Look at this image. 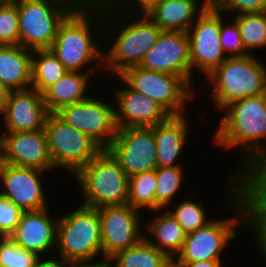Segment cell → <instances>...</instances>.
Listing matches in <instances>:
<instances>
[{
  "mask_svg": "<svg viewBox=\"0 0 266 267\" xmlns=\"http://www.w3.org/2000/svg\"><path fill=\"white\" fill-rule=\"evenodd\" d=\"M221 112L213 145L243 149L238 174L266 166V93L232 102Z\"/></svg>",
  "mask_w": 266,
  "mask_h": 267,
  "instance_id": "cell-1",
  "label": "cell"
},
{
  "mask_svg": "<svg viewBox=\"0 0 266 267\" xmlns=\"http://www.w3.org/2000/svg\"><path fill=\"white\" fill-rule=\"evenodd\" d=\"M104 20L105 4H78L61 22L50 50L68 71L103 72Z\"/></svg>",
  "mask_w": 266,
  "mask_h": 267,
  "instance_id": "cell-2",
  "label": "cell"
},
{
  "mask_svg": "<svg viewBox=\"0 0 266 267\" xmlns=\"http://www.w3.org/2000/svg\"><path fill=\"white\" fill-rule=\"evenodd\" d=\"M161 32L147 14L115 11L105 4L103 71L118 76L129 67L140 66Z\"/></svg>",
  "mask_w": 266,
  "mask_h": 267,
  "instance_id": "cell-3",
  "label": "cell"
},
{
  "mask_svg": "<svg viewBox=\"0 0 266 267\" xmlns=\"http://www.w3.org/2000/svg\"><path fill=\"white\" fill-rule=\"evenodd\" d=\"M229 176L227 186L224 189L229 197L226 209L233 211V217L213 219L204 227H201L186 235L182 250L173 260V263H194L207 260H223L221 255L229 242L237 237V229L247 227V209L245 199L239 192L240 174L236 170ZM231 200V201H230ZM230 209V210H229ZM241 223V225H240Z\"/></svg>",
  "mask_w": 266,
  "mask_h": 267,
  "instance_id": "cell-4",
  "label": "cell"
},
{
  "mask_svg": "<svg viewBox=\"0 0 266 267\" xmlns=\"http://www.w3.org/2000/svg\"><path fill=\"white\" fill-rule=\"evenodd\" d=\"M255 56L228 57L206 77L214 110L221 112L232 102L266 93V64Z\"/></svg>",
  "mask_w": 266,
  "mask_h": 267,
  "instance_id": "cell-5",
  "label": "cell"
},
{
  "mask_svg": "<svg viewBox=\"0 0 266 267\" xmlns=\"http://www.w3.org/2000/svg\"><path fill=\"white\" fill-rule=\"evenodd\" d=\"M55 250L54 254L58 259L76 266L102 263L103 248L98 210L81 204L74 211L59 216Z\"/></svg>",
  "mask_w": 266,
  "mask_h": 267,
  "instance_id": "cell-6",
  "label": "cell"
},
{
  "mask_svg": "<svg viewBox=\"0 0 266 267\" xmlns=\"http://www.w3.org/2000/svg\"><path fill=\"white\" fill-rule=\"evenodd\" d=\"M82 192V205L101 208L128 204L129 177L108 149L73 176Z\"/></svg>",
  "mask_w": 266,
  "mask_h": 267,
  "instance_id": "cell-7",
  "label": "cell"
},
{
  "mask_svg": "<svg viewBox=\"0 0 266 267\" xmlns=\"http://www.w3.org/2000/svg\"><path fill=\"white\" fill-rule=\"evenodd\" d=\"M17 5L20 45L28 50L50 49L76 0H12Z\"/></svg>",
  "mask_w": 266,
  "mask_h": 267,
  "instance_id": "cell-8",
  "label": "cell"
},
{
  "mask_svg": "<svg viewBox=\"0 0 266 267\" xmlns=\"http://www.w3.org/2000/svg\"><path fill=\"white\" fill-rule=\"evenodd\" d=\"M44 131L54 170H66L74 176L103 149L83 132L71 127L56 113L46 119Z\"/></svg>",
  "mask_w": 266,
  "mask_h": 267,
  "instance_id": "cell-9",
  "label": "cell"
},
{
  "mask_svg": "<svg viewBox=\"0 0 266 267\" xmlns=\"http://www.w3.org/2000/svg\"><path fill=\"white\" fill-rule=\"evenodd\" d=\"M118 76L130 88L156 101L170 115L186 114L187 103L193 101L197 96V91L181 76L174 74L133 66Z\"/></svg>",
  "mask_w": 266,
  "mask_h": 267,
  "instance_id": "cell-10",
  "label": "cell"
},
{
  "mask_svg": "<svg viewBox=\"0 0 266 267\" xmlns=\"http://www.w3.org/2000/svg\"><path fill=\"white\" fill-rule=\"evenodd\" d=\"M220 29L221 12L207 6L188 30L190 67L194 80L196 71L206 78L228 58L221 47Z\"/></svg>",
  "mask_w": 266,
  "mask_h": 267,
  "instance_id": "cell-11",
  "label": "cell"
},
{
  "mask_svg": "<svg viewBox=\"0 0 266 267\" xmlns=\"http://www.w3.org/2000/svg\"><path fill=\"white\" fill-rule=\"evenodd\" d=\"M94 95L62 107L56 114L71 127L89 136L102 149H108L118 131L115 106Z\"/></svg>",
  "mask_w": 266,
  "mask_h": 267,
  "instance_id": "cell-12",
  "label": "cell"
},
{
  "mask_svg": "<svg viewBox=\"0 0 266 267\" xmlns=\"http://www.w3.org/2000/svg\"><path fill=\"white\" fill-rule=\"evenodd\" d=\"M97 210L101 222L103 262L144 237L142 211L129 204L104 206Z\"/></svg>",
  "mask_w": 266,
  "mask_h": 267,
  "instance_id": "cell-13",
  "label": "cell"
},
{
  "mask_svg": "<svg viewBox=\"0 0 266 267\" xmlns=\"http://www.w3.org/2000/svg\"><path fill=\"white\" fill-rule=\"evenodd\" d=\"M108 150L128 177L157 168V149L151 127L118 129Z\"/></svg>",
  "mask_w": 266,
  "mask_h": 267,
  "instance_id": "cell-14",
  "label": "cell"
},
{
  "mask_svg": "<svg viewBox=\"0 0 266 267\" xmlns=\"http://www.w3.org/2000/svg\"><path fill=\"white\" fill-rule=\"evenodd\" d=\"M142 68L181 76L194 90L186 32L162 31L157 42L146 53Z\"/></svg>",
  "mask_w": 266,
  "mask_h": 267,
  "instance_id": "cell-15",
  "label": "cell"
},
{
  "mask_svg": "<svg viewBox=\"0 0 266 267\" xmlns=\"http://www.w3.org/2000/svg\"><path fill=\"white\" fill-rule=\"evenodd\" d=\"M47 173L35 168L4 163L0 173V194L23 212L47 208V194L42 184V177Z\"/></svg>",
  "mask_w": 266,
  "mask_h": 267,
  "instance_id": "cell-16",
  "label": "cell"
},
{
  "mask_svg": "<svg viewBox=\"0 0 266 267\" xmlns=\"http://www.w3.org/2000/svg\"><path fill=\"white\" fill-rule=\"evenodd\" d=\"M2 133L4 163L44 172L55 171L44 130Z\"/></svg>",
  "mask_w": 266,
  "mask_h": 267,
  "instance_id": "cell-17",
  "label": "cell"
},
{
  "mask_svg": "<svg viewBox=\"0 0 266 267\" xmlns=\"http://www.w3.org/2000/svg\"><path fill=\"white\" fill-rule=\"evenodd\" d=\"M50 112L45 106L43 94L29 88L10 91L8 100L0 112L1 124L6 132L44 130ZM4 124V125H3Z\"/></svg>",
  "mask_w": 266,
  "mask_h": 267,
  "instance_id": "cell-18",
  "label": "cell"
},
{
  "mask_svg": "<svg viewBox=\"0 0 266 267\" xmlns=\"http://www.w3.org/2000/svg\"><path fill=\"white\" fill-rule=\"evenodd\" d=\"M122 85L112 92L115 97V118L118 129L152 127L165 121L170 114L156 101L130 88L119 76ZM116 101V102H115Z\"/></svg>",
  "mask_w": 266,
  "mask_h": 267,
  "instance_id": "cell-19",
  "label": "cell"
},
{
  "mask_svg": "<svg viewBox=\"0 0 266 267\" xmlns=\"http://www.w3.org/2000/svg\"><path fill=\"white\" fill-rule=\"evenodd\" d=\"M49 207L23 212L15 230L10 234V238L22 249L36 253L44 258L57 243V224L58 216H53ZM58 217V218H57Z\"/></svg>",
  "mask_w": 266,
  "mask_h": 267,
  "instance_id": "cell-20",
  "label": "cell"
},
{
  "mask_svg": "<svg viewBox=\"0 0 266 267\" xmlns=\"http://www.w3.org/2000/svg\"><path fill=\"white\" fill-rule=\"evenodd\" d=\"M187 116V117H186ZM188 115H170L165 121L152 126L157 149V168L183 165L178 162L185 150L190 126Z\"/></svg>",
  "mask_w": 266,
  "mask_h": 267,
  "instance_id": "cell-21",
  "label": "cell"
},
{
  "mask_svg": "<svg viewBox=\"0 0 266 267\" xmlns=\"http://www.w3.org/2000/svg\"><path fill=\"white\" fill-rule=\"evenodd\" d=\"M206 7L202 0H158L145 14L162 31L187 33Z\"/></svg>",
  "mask_w": 266,
  "mask_h": 267,
  "instance_id": "cell-22",
  "label": "cell"
},
{
  "mask_svg": "<svg viewBox=\"0 0 266 267\" xmlns=\"http://www.w3.org/2000/svg\"><path fill=\"white\" fill-rule=\"evenodd\" d=\"M151 212L154 213L152 214L154 218L144 226L146 230L144 238L174 260L182 250L187 233L167 209H157ZM147 232L150 233V237Z\"/></svg>",
  "mask_w": 266,
  "mask_h": 267,
  "instance_id": "cell-23",
  "label": "cell"
},
{
  "mask_svg": "<svg viewBox=\"0 0 266 267\" xmlns=\"http://www.w3.org/2000/svg\"><path fill=\"white\" fill-rule=\"evenodd\" d=\"M95 72H68L44 93L45 106L50 113H56L62 107L82 102L91 96L88 88ZM92 75V76H91ZM87 92V93H86ZM90 93V94H89Z\"/></svg>",
  "mask_w": 266,
  "mask_h": 267,
  "instance_id": "cell-24",
  "label": "cell"
},
{
  "mask_svg": "<svg viewBox=\"0 0 266 267\" xmlns=\"http://www.w3.org/2000/svg\"><path fill=\"white\" fill-rule=\"evenodd\" d=\"M32 52L21 45H0V81L9 91L31 88Z\"/></svg>",
  "mask_w": 266,
  "mask_h": 267,
  "instance_id": "cell-25",
  "label": "cell"
},
{
  "mask_svg": "<svg viewBox=\"0 0 266 267\" xmlns=\"http://www.w3.org/2000/svg\"><path fill=\"white\" fill-rule=\"evenodd\" d=\"M239 192L245 199L247 226H266V166L240 174Z\"/></svg>",
  "mask_w": 266,
  "mask_h": 267,
  "instance_id": "cell-26",
  "label": "cell"
},
{
  "mask_svg": "<svg viewBox=\"0 0 266 267\" xmlns=\"http://www.w3.org/2000/svg\"><path fill=\"white\" fill-rule=\"evenodd\" d=\"M107 261L112 267H173V260L144 237L134 246L118 251Z\"/></svg>",
  "mask_w": 266,
  "mask_h": 267,
  "instance_id": "cell-27",
  "label": "cell"
},
{
  "mask_svg": "<svg viewBox=\"0 0 266 267\" xmlns=\"http://www.w3.org/2000/svg\"><path fill=\"white\" fill-rule=\"evenodd\" d=\"M31 88L43 94L69 71L50 49L32 52Z\"/></svg>",
  "mask_w": 266,
  "mask_h": 267,
  "instance_id": "cell-28",
  "label": "cell"
},
{
  "mask_svg": "<svg viewBox=\"0 0 266 267\" xmlns=\"http://www.w3.org/2000/svg\"><path fill=\"white\" fill-rule=\"evenodd\" d=\"M184 169L182 166L156 168L155 210L172 206L177 193L182 190L184 183Z\"/></svg>",
  "mask_w": 266,
  "mask_h": 267,
  "instance_id": "cell-29",
  "label": "cell"
},
{
  "mask_svg": "<svg viewBox=\"0 0 266 267\" xmlns=\"http://www.w3.org/2000/svg\"><path fill=\"white\" fill-rule=\"evenodd\" d=\"M231 18L237 21L243 46L249 54H252L254 50L266 48V11Z\"/></svg>",
  "mask_w": 266,
  "mask_h": 267,
  "instance_id": "cell-30",
  "label": "cell"
},
{
  "mask_svg": "<svg viewBox=\"0 0 266 267\" xmlns=\"http://www.w3.org/2000/svg\"><path fill=\"white\" fill-rule=\"evenodd\" d=\"M156 186L155 170L132 175L129 177L128 204L143 212L155 210Z\"/></svg>",
  "mask_w": 266,
  "mask_h": 267,
  "instance_id": "cell-31",
  "label": "cell"
},
{
  "mask_svg": "<svg viewBox=\"0 0 266 267\" xmlns=\"http://www.w3.org/2000/svg\"><path fill=\"white\" fill-rule=\"evenodd\" d=\"M194 197L197 196L193 193L187 194L185 200L172 206L175 207L174 210L170 206L166 208L176 218L177 222L187 234L204 227L212 220V218L206 219L208 216H206L207 211L204 209V204L196 202Z\"/></svg>",
  "mask_w": 266,
  "mask_h": 267,
  "instance_id": "cell-32",
  "label": "cell"
},
{
  "mask_svg": "<svg viewBox=\"0 0 266 267\" xmlns=\"http://www.w3.org/2000/svg\"><path fill=\"white\" fill-rule=\"evenodd\" d=\"M41 259L19 247L10 237H0V267H36Z\"/></svg>",
  "mask_w": 266,
  "mask_h": 267,
  "instance_id": "cell-33",
  "label": "cell"
},
{
  "mask_svg": "<svg viewBox=\"0 0 266 267\" xmlns=\"http://www.w3.org/2000/svg\"><path fill=\"white\" fill-rule=\"evenodd\" d=\"M0 45H20L18 10L12 0L0 3Z\"/></svg>",
  "mask_w": 266,
  "mask_h": 267,
  "instance_id": "cell-34",
  "label": "cell"
},
{
  "mask_svg": "<svg viewBox=\"0 0 266 267\" xmlns=\"http://www.w3.org/2000/svg\"><path fill=\"white\" fill-rule=\"evenodd\" d=\"M221 12L220 43L227 57L245 56L249 54L242 43L240 28L233 18L231 22L225 21L227 17ZM225 17V19H224Z\"/></svg>",
  "mask_w": 266,
  "mask_h": 267,
  "instance_id": "cell-35",
  "label": "cell"
},
{
  "mask_svg": "<svg viewBox=\"0 0 266 267\" xmlns=\"http://www.w3.org/2000/svg\"><path fill=\"white\" fill-rule=\"evenodd\" d=\"M212 7L227 16H233L266 11V0H214Z\"/></svg>",
  "mask_w": 266,
  "mask_h": 267,
  "instance_id": "cell-36",
  "label": "cell"
},
{
  "mask_svg": "<svg viewBox=\"0 0 266 267\" xmlns=\"http://www.w3.org/2000/svg\"><path fill=\"white\" fill-rule=\"evenodd\" d=\"M23 211L0 194V237H9L15 230Z\"/></svg>",
  "mask_w": 266,
  "mask_h": 267,
  "instance_id": "cell-37",
  "label": "cell"
},
{
  "mask_svg": "<svg viewBox=\"0 0 266 267\" xmlns=\"http://www.w3.org/2000/svg\"><path fill=\"white\" fill-rule=\"evenodd\" d=\"M158 0H110L107 5L115 11L145 13Z\"/></svg>",
  "mask_w": 266,
  "mask_h": 267,
  "instance_id": "cell-38",
  "label": "cell"
},
{
  "mask_svg": "<svg viewBox=\"0 0 266 267\" xmlns=\"http://www.w3.org/2000/svg\"><path fill=\"white\" fill-rule=\"evenodd\" d=\"M248 228L251 232V236H255V246H258L257 249H259V253L266 263V226H247V230Z\"/></svg>",
  "mask_w": 266,
  "mask_h": 267,
  "instance_id": "cell-39",
  "label": "cell"
},
{
  "mask_svg": "<svg viewBox=\"0 0 266 267\" xmlns=\"http://www.w3.org/2000/svg\"><path fill=\"white\" fill-rule=\"evenodd\" d=\"M223 260H207L194 263H173V267H222Z\"/></svg>",
  "mask_w": 266,
  "mask_h": 267,
  "instance_id": "cell-40",
  "label": "cell"
},
{
  "mask_svg": "<svg viewBox=\"0 0 266 267\" xmlns=\"http://www.w3.org/2000/svg\"><path fill=\"white\" fill-rule=\"evenodd\" d=\"M36 267H77L76 265L66 262L62 259L53 258H43L41 259Z\"/></svg>",
  "mask_w": 266,
  "mask_h": 267,
  "instance_id": "cell-41",
  "label": "cell"
},
{
  "mask_svg": "<svg viewBox=\"0 0 266 267\" xmlns=\"http://www.w3.org/2000/svg\"><path fill=\"white\" fill-rule=\"evenodd\" d=\"M10 91L8 88L0 81V112L3 110L9 96Z\"/></svg>",
  "mask_w": 266,
  "mask_h": 267,
  "instance_id": "cell-42",
  "label": "cell"
},
{
  "mask_svg": "<svg viewBox=\"0 0 266 267\" xmlns=\"http://www.w3.org/2000/svg\"><path fill=\"white\" fill-rule=\"evenodd\" d=\"M79 4H107L110 0H76Z\"/></svg>",
  "mask_w": 266,
  "mask_h": 267,
  "instance_id": "cell-43",
  "label": "cell"
},
{
  "mask_svg": "<svg viewBox=\"0 0 266 267\" xmlns=\"http://www.w3.org/2000/svg\"><path fill=\"white\" fill-rule=\"evenodd\" d=\"M77 267H112V266L108 263V261H105L99 264L81 265Z\"/></svg>",
  "mask_w": 266,
  "mask_h": 267,
  "instance_id": "cell-44",
  "label": "cell"
},
{
  "mask_svg": "<svg viewBox=\"0 0 266 267\" xmlns=\"http://www.w3.org/2000/svg\"><path fill=\"white\" fill-rule=\"evenodd\" d=\"M3 165H4L3 144H2V141L0 139V173H1Z\"/></svg>",
  "mask_w": 266,
  "mask_h": 267,
  "instance_id": "cell-45",
  "label": "cell"
},
{
  "mask_svg": "<svg viewBox=\"0 0 266 267\" xmlns=\"http://www.w3.org/2000/svg\"><path fill=\"white\" fill-rule=\"evenodd\" d=\"M214 0H202L207 6H212Z\"/></svg>",
  "mask_w": 266,
  "mask_h": 267,
  "instance_id": "cell-46",
  "label": "cell"
}]
</instances>
